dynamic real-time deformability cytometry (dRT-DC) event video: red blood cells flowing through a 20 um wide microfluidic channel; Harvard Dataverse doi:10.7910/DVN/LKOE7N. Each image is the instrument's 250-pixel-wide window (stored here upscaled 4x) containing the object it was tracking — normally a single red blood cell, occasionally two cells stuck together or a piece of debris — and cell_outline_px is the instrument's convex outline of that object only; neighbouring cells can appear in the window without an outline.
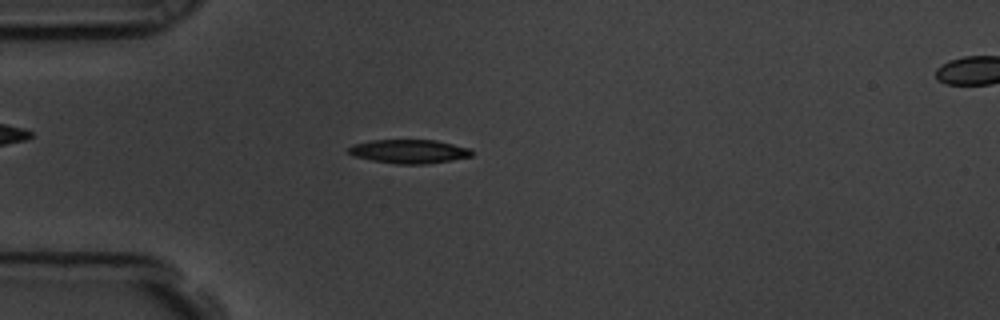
{"species": "common noctule bat (a hibernating species)", "species_latin": "Nyctalus noctula", "temperature_condition": "room temperature", "stored_images_in_passage": 57, "camera_frame_rate_fps": 3000, "um_per_image_px": 0.085, "animal": {"sex": "male", "body_mass_g": 19.5, "forearm_length_mm": 54.6}, "frame": {"image": 1, "passage_image": 16, "time_ms": 5.0, "image_size_px": [1000, 320], "cell_outline_px": [[472, 156], [452, 160], [424, 164], [396, 164], [372, 160], [356, 156], [348, 152], [348, 148], [352, 144], [372, 140], [436, 140], [468, 148], [472, 152]], "centroid_in_image_um": [34.76, 12.87], "position_along_channel_um": 50.2, "area_um2": 16.94}}
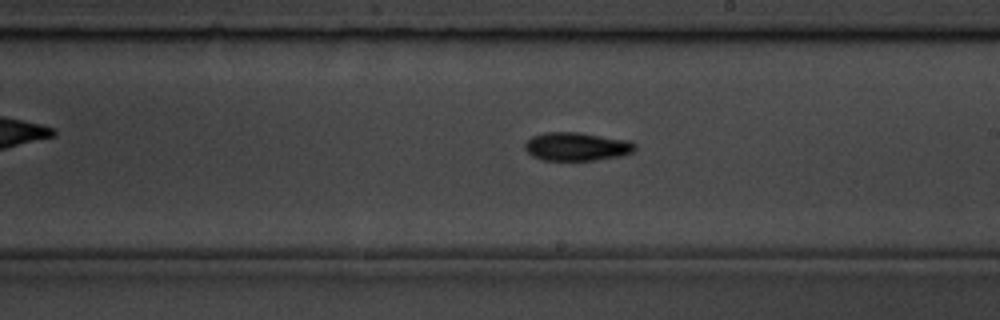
{"frame": {"image": 2, "passage_image": 33, "time_ms": 10.667, "image_size_px": [1000, 320], "cell_outline_px": [[636, 148], [632, 152], [620, 156], [596, 160], [540, 160], [532, 156], [524, 148], [524, 144], [532, 136], [544, 132], [580, 132], [632, 140], [636, 144]], "centroid_in_image_um": [49.04, 12.45], "position_along_channel_um": 240.0, "area_um2": 18.5}}
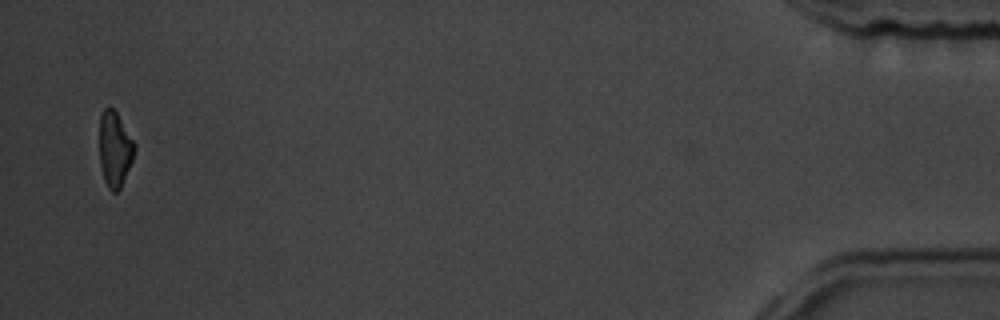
{"frame": {"image": 3, "passage_image": 56, "time_ms": 18.333, "image_size_px": [1000, 320], "cell_outline_px": [[136, 148], [132, 160], [120, 188], [116, 192], [112, 192], [108, 188], [104, 180], [100, 164], [100, 116], [104, 108], [112, 108], [116, 112], [136, 144]], "centroid_in_image_um": [9.76, 12.68], "position_along_channel_um": 425.4, "area_um2": 15.2}, "authors_computed_cell_mechanics": {"area_um2": 16.8776, "velocity_mm_per_s": 3.5653, "shape_relaxation_time_tau1_ms": 3.8703, "shape_relaxation_time_tau2_ms": null, "deformation_change_tau1": 0.1312, "deformation_change_tau2": null}}